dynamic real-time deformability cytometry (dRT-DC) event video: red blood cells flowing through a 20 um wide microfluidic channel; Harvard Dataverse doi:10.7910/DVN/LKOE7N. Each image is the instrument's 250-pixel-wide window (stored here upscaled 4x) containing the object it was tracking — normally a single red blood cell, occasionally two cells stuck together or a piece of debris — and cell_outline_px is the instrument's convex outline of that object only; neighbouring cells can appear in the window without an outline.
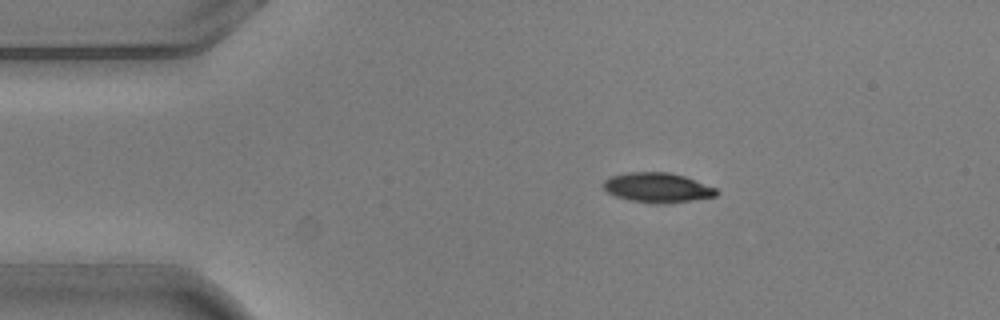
{"species": "common noctule bat (a hibernating species)", "species_latin": "Nyctalus noctula", "temperature_condition": "warm", "stored_images_in_passage": 3, "camera_frame_rate_fps": 3000, "um_per_image_px": 0.085, "animal": {"sex": "male", "body_mass_g": 20.5, "forearm_length_mm": 52.5}, "frame": {"image": 1, "passage_image": 1, "time_ms": 0.0, "image_size_px": [1000, 320], "cell_outline_px": [[720, 192], [716, 196], [692, 200], [628, 200], [616, 196], [608, 192], [604, 188], [604, 180], [612, 176], [628, 172], [668, 172], [684, 176], [716, 188]], "centroid_in_image_um": [55.89, 15.89], "position_along_channel_um": 29.1, "area_um2": 18.5}}
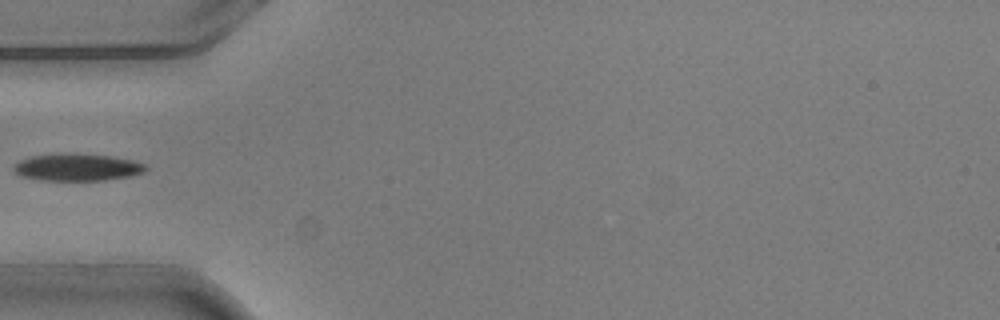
{"frame": {"image": 2, "passage_image": 3, "time_ms": 0.667, "image_size_px": [1000, 320], "cell_outline_px": [[148, 168], [144, 172], [132, 176], [104, 180], [40, 180], [20, 176], [12, 172], [12, 164], [20, 160], [32, 156], [60, 152], [76, 152], [112, 156], [132, 160], [144, 164]], "centroid_in_image_um": [6.51, 14.2], "position_along_channel_um": 78.5, "area_um2": 21.5}}